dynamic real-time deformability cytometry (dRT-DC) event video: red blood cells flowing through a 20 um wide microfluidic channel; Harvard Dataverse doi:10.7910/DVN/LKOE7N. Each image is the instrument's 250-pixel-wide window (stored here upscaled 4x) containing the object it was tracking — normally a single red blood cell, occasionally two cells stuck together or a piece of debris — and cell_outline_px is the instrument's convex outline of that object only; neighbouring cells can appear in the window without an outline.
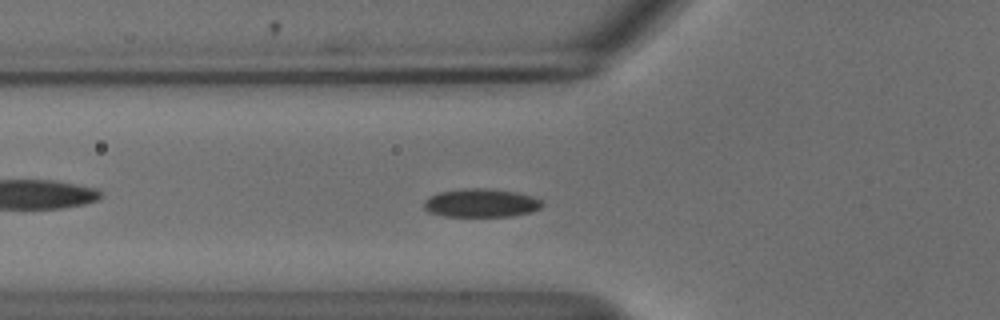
{"species": "common noctule bat (a hibernating species)", "species_latin": "Nyctalus noctula", "temperature_condition": "cold", "stored_images_in_passage": 54, "segment_of_instrument_passage": [1, 2], "camera_frame_rate_fps": 3000, "um_per_image_px": 0.085, "animal": {"sex": "male", "body_mass_g": 18.8}, "frame": {"image": 1, "passage_image": 18, "time_ms": 5.667, "image_size_px": [1000, 320], "cell_outline_px": [[544, 204], [540, 208], [532, 212], [512, 216], [444, 216], [428, 212], [424, 208], [424, 200], [428, 196], [440, 192], [460, 188], [484, 188], [516, 192], [532, 196], [544, 200]], "centroid_in_image_um": [40.9, 17.25], "position_along_channel_um": 84.9, "area_um2": 19.83}}
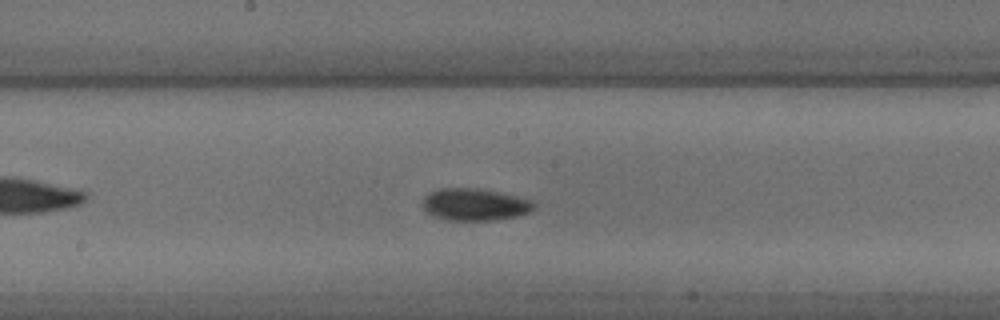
{"frame": {"image": 2, "passage_image": 28, "time_ms": 9.0, "image_size_px": [1000, 320], "cell_outline_px": [[536, 204], [528, 212], [516, 216], [488, 220], [448, 220], [432, 216], [424, 208], [424, 196], [428, 192], [440, 188], [476, 188], [516, 196], [532, 200]], "centroid_in_image_um": [40.32, 17.37], "position_along_channel_um": 207.9, "area_um2": 20.52}}
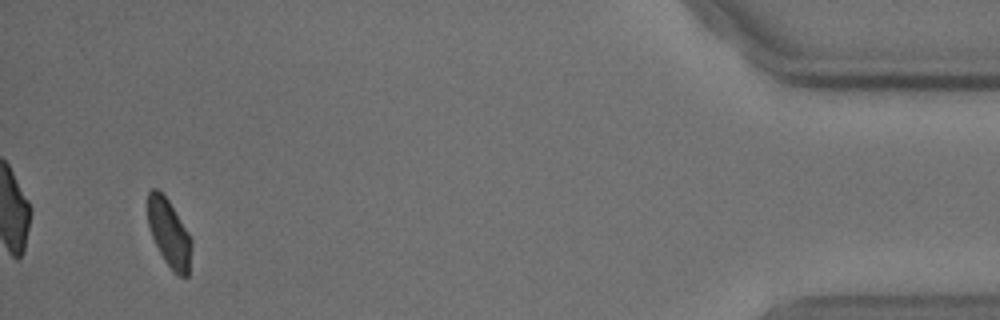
{"frame": {"image": 3, "passage_image": 51, "time_ms": 16.667, "image_size_px": [1000, 320], "cell_outline_px": [[192, 248], [188, 276], [180, 276], [172, 272], [164, 260], [152, 236], [148, 224], [148, 192], [152, 188], [156, 188], [168, 200], [188, 232], [192, 240]], "centroid_in_image_um": [14.39, 19.85], "position_along_channel_um": 420.8, "area_um2": 17.11}}